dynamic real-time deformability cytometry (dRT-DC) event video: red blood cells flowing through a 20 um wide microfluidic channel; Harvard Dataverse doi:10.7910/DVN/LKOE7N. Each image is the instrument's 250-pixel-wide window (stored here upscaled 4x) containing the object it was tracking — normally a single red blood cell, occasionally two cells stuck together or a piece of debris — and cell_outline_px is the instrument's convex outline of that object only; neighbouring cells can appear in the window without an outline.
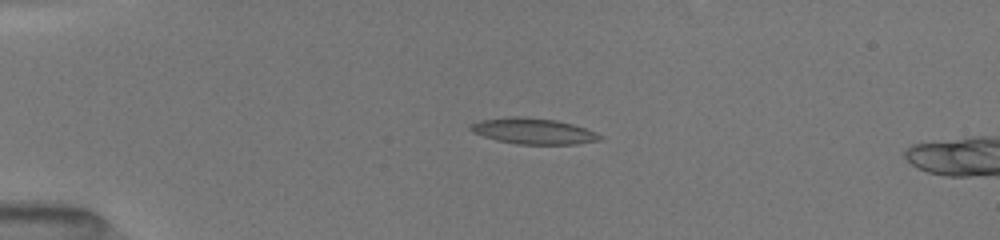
{"species": "common noctule bat (a hibernating species)", "species_latin": "Nyctalus noctula", "temperature_condition": "room temperature", "stored_images_in_passage": 18, "camera_frame_rate_fps": 3000, "um_per_image_px": 0.085, "animal": {"sex": "female", "body_mass_g": 19.5, "forearm_length_mm": 54.1}, "frame": {"image": 1, "passage_image": 10, "time_ms": 4.0, "image_size_px": [1000, 240], "cell_outline_px": [[604, 136], [600, 140], [576, 144], [516, 144], [496, 140], [472, 132], [468, 128], [472, 124], [480, 120], [508, 116], [524, 116], [556, 120], [572, 124], [596, 132]], "centroid_in_image_um": [45.32, 11.14], "position_along_channel_um": 39.7, "area_um2": 19.59}}
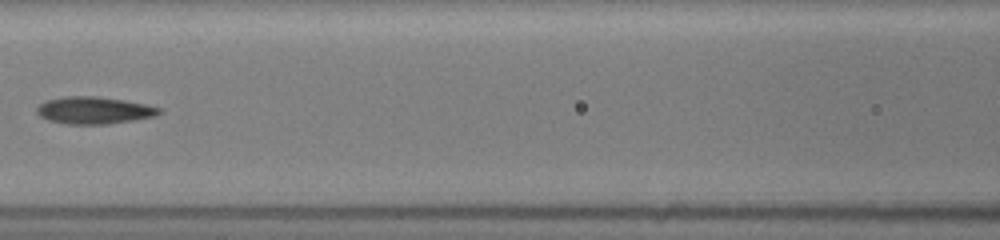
{"frame": {"image": 2, "passage_image": 15, "time_ms": 8.0, "image_size_px": [1000, 240], "cell_outline_px": [[164, 112], [156, 116], [108, 124], [68, 124], [48, 120], [40, 116], [36, 112], [36, 108], [44, 100], [64, 96], [96, 96], [124, 100], [144, 104], [160, 108]], "centroid_in_image_um": [7.98, 9.37], "position_along_channel_um": 158.6, "area_um2": 19.42}}
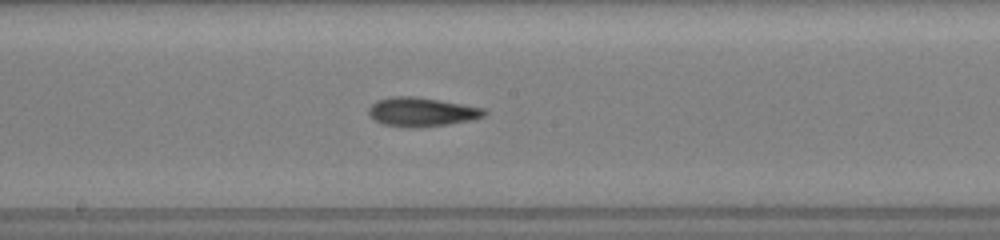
{"frame": {"image": 3, "passage_image": 17, "time_ms": 9.333, "image_size_px": [1000, 240], "cell_outline_px": [[488, 112], [484, 116], [472, 120], [448, 124], [420, 128], [416, 128], [384, 124], [368, 116], [368, 108], [376, 100], [392, 96], [416, 96], [440, 100], [484, 108]], "centroid_in_image_um": [35.84, 9.51], "position_along_channel_um": 212.4, "area_um2": 19.65}}